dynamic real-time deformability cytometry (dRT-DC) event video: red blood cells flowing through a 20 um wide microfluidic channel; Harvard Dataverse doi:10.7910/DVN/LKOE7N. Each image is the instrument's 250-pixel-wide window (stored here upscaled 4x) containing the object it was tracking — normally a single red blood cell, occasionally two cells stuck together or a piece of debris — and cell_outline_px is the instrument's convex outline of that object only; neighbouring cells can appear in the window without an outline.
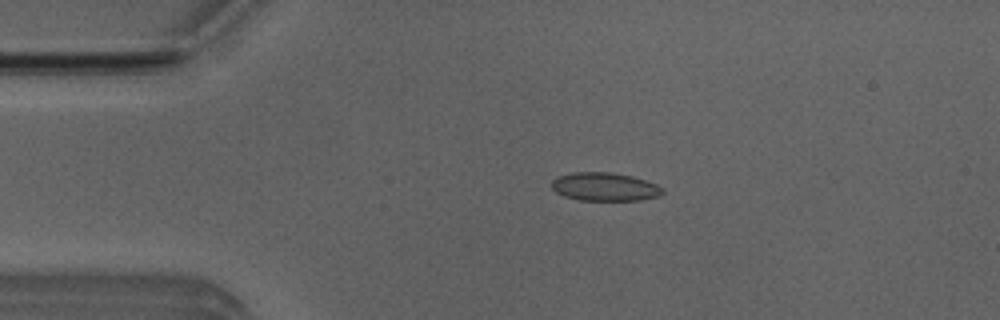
{"species": "Egyptian fruit bat (a non-hibernating species)", "species_latin": "Rousettus aegyptiacus", "temperature_condition": "room temperature", "stored_images_in_passage": 36, "camera_frame_rate_fps": 3000, "um_per_image_px": 0.085, "animal": {"sex": "male"}, "frame": {"image": 1, "passage_image": 4, "time_ms": 1.0, "image_size_px": [1000, 320], "cell_outline_px": [[664, 192], [660, 196], [640, 200], [580, 200], [564, 196], [556, 192], [552, 188], [552, 180], [556, 176], [572, 172], [608, 172], [632, 176], [656, 184], [664, 188]], "centroid_in_image_um": [51.4, 15.87], "position_along_channel_um": 33.6, "area_um2": 18.38}}
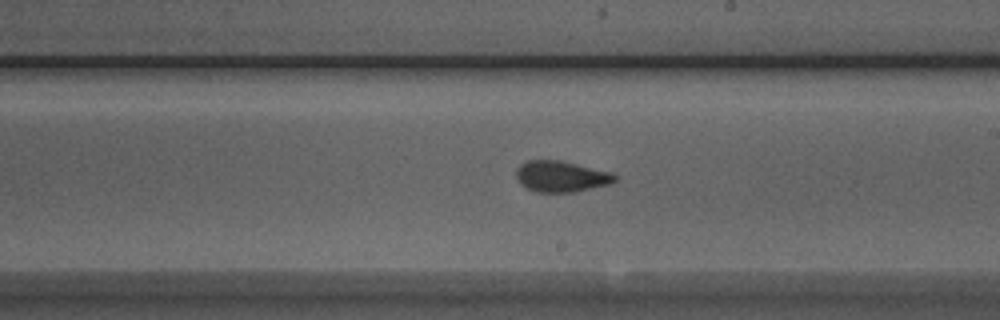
{"frame": {"image": 2, "passage_image": 23, "time_ms": 7.333, "image_size_px": [1000, 320], "cell_outline_px": [[620, 180], [612, 184], [576, 192], [536, 192], [524, 188], [520, 184], [516, 176], [516, 168], [520, 164], [528, 160], [560, 160], [612, 172], [620, 176]], "centroid_in_image_um": [47.75, 15.01], "position_along_channel_um": 241.2, "area_um2": 18.38}}
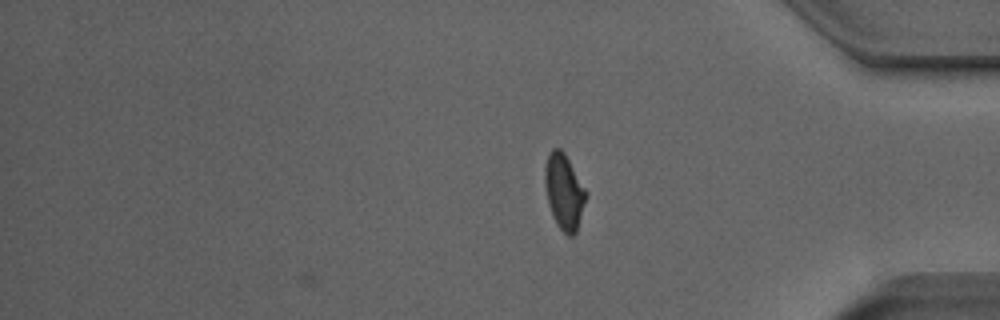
{"frame": {"image": 3, "passage_image": 36, "time_ms": 11.667, "image_size_px": [1000, 320], "cell_outline_px": [[588, 196], [576, 232], [572, 236], [568, 236], [556, 224], [552, 216], [548, 204], [544, 184], [544, 168], [548, 152], [552, 148], [560, 148], [564, 152], [588, 192]], "centroid_in_image_um": [47.94, 16.28], "position_along_channel_um": 387.3, "area_um2": 18.44}, "authors_computed_cell_mechanics": {"area_um2": 18.0914, "velocity_mm_per_s": 3.869, "shape_relaxation_time_tau1_ms": 11.2095, "shape_relaxation_time_tau2_ms": 0.9591, "deformation_change_tau1": 0.2212, "deformation_change_tau2": 0.0628}}